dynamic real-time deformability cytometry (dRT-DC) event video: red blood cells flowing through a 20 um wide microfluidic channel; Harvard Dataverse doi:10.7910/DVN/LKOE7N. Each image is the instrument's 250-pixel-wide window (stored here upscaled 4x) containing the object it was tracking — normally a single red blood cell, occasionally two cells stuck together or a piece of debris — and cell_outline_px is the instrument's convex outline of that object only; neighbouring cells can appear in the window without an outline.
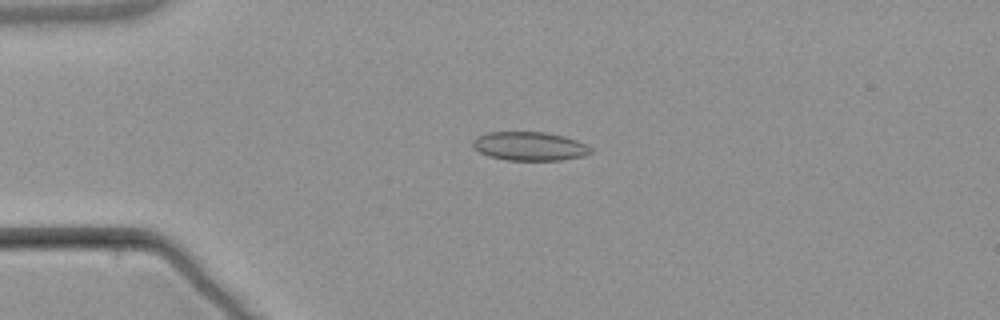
{"species": "common noctule bat (a hibernating species)", "species_latin": "Nyctalus noctula", "temperature_condition": "warm", "stored_images_in_passage": 5, "camera_frame_rate_fps": 3000, "um_per_image_px": 0.085, "animal": {"sex": "male", "body_mass_g": 21.5, "forearm_length_mm": 52.0}, "frame": {"image": 1, "passage_image": 3, "time_ms": 2.333, "image_size_px": [1000, 320], "cell_outline_px": [[592, 152], [584, 156], [560, 160], [508, 160], [488, 156], [480, 152], [472, 144], [472, 140], [476, 136], [488, 132], [544, 132], [564, 136], [576, 140], [592, 148]], "centroid_in_image_um": [45.01, 12.42], "position_along_channel_um": 40.0, "area_um2": 19.71}}
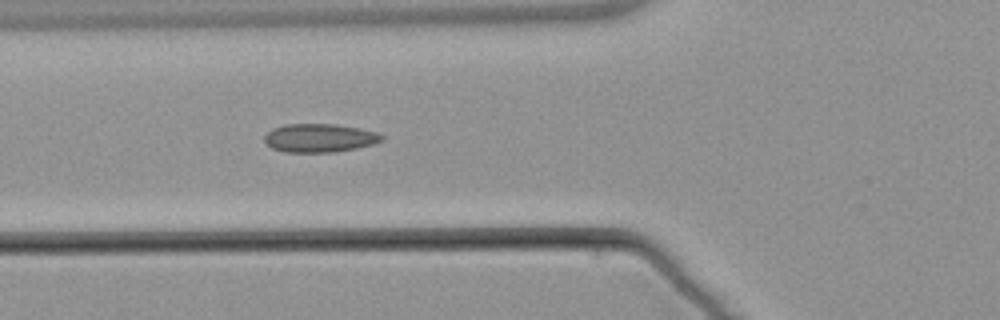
{"frame": {"image": 2, "passage_image": 5, "time_ms": 4.667, "image_size_px": [1000, 320], "cell_outline_px": [[384, 140], [372, 144], [356, 148], [332, 152], [284, 152], [272, 148], [264, 140], [264, 136], [272, 128], [284, 124], [336, 124], [376, 132], [384, 136]], "centroid_in_image_um": [27.14, 11.72], "position_along_channel_um": 98.7, "area_um2": 19.36}}